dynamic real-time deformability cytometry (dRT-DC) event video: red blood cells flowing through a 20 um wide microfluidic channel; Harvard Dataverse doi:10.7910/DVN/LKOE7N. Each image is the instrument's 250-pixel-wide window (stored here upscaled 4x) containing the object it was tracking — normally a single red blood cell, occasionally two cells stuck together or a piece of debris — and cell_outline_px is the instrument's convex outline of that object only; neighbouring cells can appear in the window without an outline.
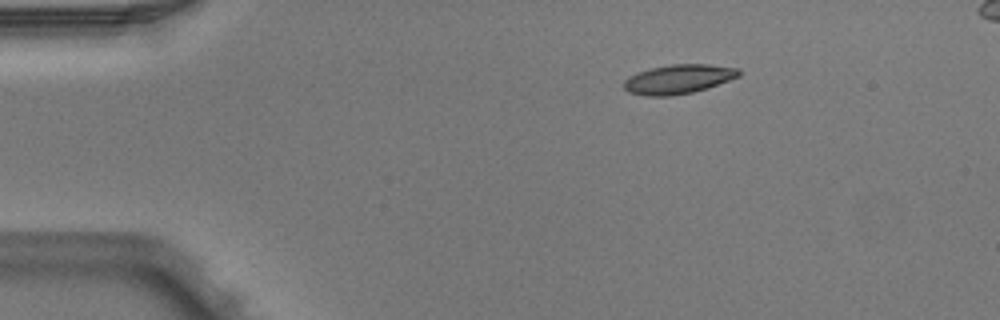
{"species": "Egyptian fruit bat (a non-hibernating species)", "species_latin": "Rousettus aegyptiacus", "temperature_condition": "warm", "stored_images_in_passage": 3, "camera_frame_rate_fps": 3000, "um_per_image_px": 0.085, "animal": {"sex": "male"}, "frame": {"image": 1, "passage_image": 3, "time_ms": 0.667, "image_size_px": [1000, 320], "cell_outline_px": [[740, 76], [692, 92], [672, 96], [648, 96], [628, 92], [624, 88], [624, 80], [628, 76], [636, 72], [648, 68], [672, 64], [708, 64], [740, 68]], "centroid_in_image_um": [57.62, 6.71], "position_along_channel_um": 27.4, "area_um2": 19.59}}